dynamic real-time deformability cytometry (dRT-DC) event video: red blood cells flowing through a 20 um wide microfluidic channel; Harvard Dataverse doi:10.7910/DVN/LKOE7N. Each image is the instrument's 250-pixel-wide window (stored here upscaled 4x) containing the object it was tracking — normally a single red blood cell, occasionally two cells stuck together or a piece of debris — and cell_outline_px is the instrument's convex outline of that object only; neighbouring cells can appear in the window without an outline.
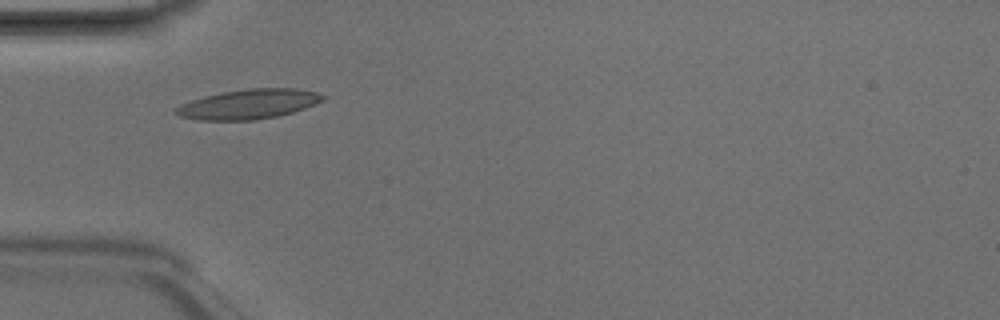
{"species": "Egyptian fruit bat (a non-hibernating species)", "species_latin": "Rousettus aegyptiacus", "temperature_condition": "room temperature", "stored_images_in_passage": 2, "camera_frame_rate_fps": 3000, "um_per_image_px": 0.085, "animal": {"sex": "male"}, "frame": {"image": 1, "passage_image": 1, "time_ms": 0.0, "image_size_px": [1000, 320], "cell_outline_px": [[328, 96], [324, 100], [304, 108], [292, 112], [276, 116], [252, 120], [200, 120], [180, 116], [172, 112], [180, 104], [204, 96], [224, 92], [248, 88], [300, 88], [316, 92]], "centroid_in_image_um": [21.15, 8.84], "position_along_channel_um": 63.9, "area_um2": 25.37}}